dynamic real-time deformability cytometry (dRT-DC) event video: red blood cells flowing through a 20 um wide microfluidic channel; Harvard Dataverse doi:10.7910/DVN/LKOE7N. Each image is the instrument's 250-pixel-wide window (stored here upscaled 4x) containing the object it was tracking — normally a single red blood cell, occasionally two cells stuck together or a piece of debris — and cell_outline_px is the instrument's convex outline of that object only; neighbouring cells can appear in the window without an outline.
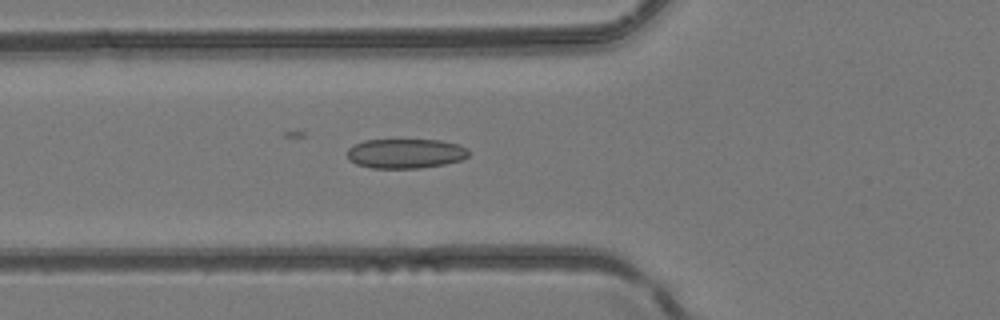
{"species": "common noctule bat (a hibernating species)", "species_latin": "Nyctalus noctula", "temperature_condition": "room temperature", "stored_images_in_passage": 48, "camera_frame_rate_fps": 3000, "um_per_image_px": 0.085, "animal": {"sex": "female", "body_mass_g": 24.6, "forearm_length_mm": 56.2}, "frame": {"image": 1, "passage_image": 17, "time_ms": 5.333, "image_size_px": [1000, 320], "cell_outline_px": [[468, 156], [460, 160], [444, 164], [420, 168], [372, 168], [356, 164], [348, 160], [348, 148], [364, 140], [440, 140], [456, 144], [468, 148]], "centroid_in_image_um": [34.45, 13.05], "position_along_channel_um": 91.3, "area_um2": 20.87}}
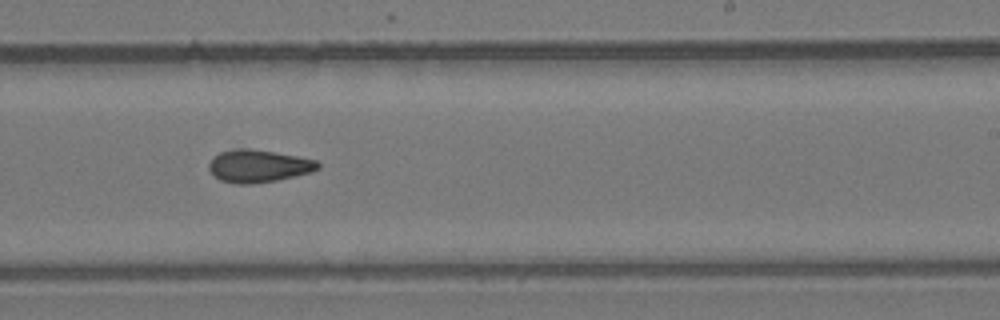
{"frame": {"image": 2, "passage_image": 29, "time_ms": 9.333, "image_size_px": [1000, 320], "cell_outline_px": [[320, 168], [312, 172], [276, 180], [252, 184], [236, 184], [220, 180], [212, 176], [208, 168], [208, 164], [220, 152], [236, 148], [248, 148], [296, 156], [316, 160], [320, 164]], "centroid_in_image_um": [21.95, 14.12], "position_along_channel_um": 267.1, "area_um2": 20.63}}
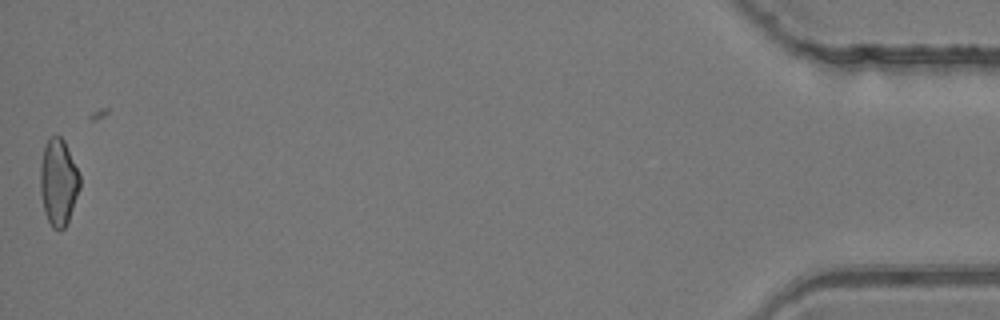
{"frame": {"image": 3, "passage_image": 47, "time_ms": 15.333, "image_size_px": [1000, 320], "cell_outline_px": [[80, 188], [68, 220], [64, 228], [60, 232], [52, 228], [44, 212], [40, 192], [40, 164], [44, 144], [52, 136], [60, 136], [64, 140], [80, 176]], "centroid_in_image_um": [4.94, 15.5], "position_along_channel_um": 430.3, "area_um2": 20.0}}